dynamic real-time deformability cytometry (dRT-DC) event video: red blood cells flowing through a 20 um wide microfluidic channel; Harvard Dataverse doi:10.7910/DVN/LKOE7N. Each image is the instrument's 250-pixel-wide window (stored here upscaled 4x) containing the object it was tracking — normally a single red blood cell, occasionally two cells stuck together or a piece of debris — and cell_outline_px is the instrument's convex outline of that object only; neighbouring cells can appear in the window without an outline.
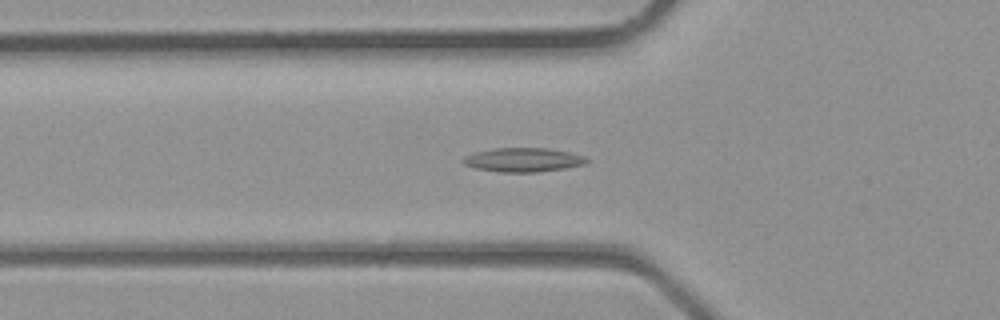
{"species": "common noctule bat (a hibernating species)", "species_latin": "Nyctalus noctula", "temperature_condition": "room temperature", "stored_images_in_passage": 40, "camera_frame_rate_fps": 3000, "um_per_image_px": 0.085, "animal": {"sex": "male", "body_mass_g": 23.1, "forearm_length_mm": 52.7}, "frame": {"image": 1, "passage_image": 14, "time_ms": 4.333, "image_size_px": [1000, 320], "cell_outline_px": [[592, 160], [584, 164], [564, 168], [536, 172], [500, 172], [476, 168], [464, 164], [460, 160], [464, 156], [472, 152], [492, 148], [548, 148], [568, 152], [584, 156]], "centroid_in_image_um": [44.43, 13.58], "position_along_channel_um": 81.4, "area_um2": 17.4}}
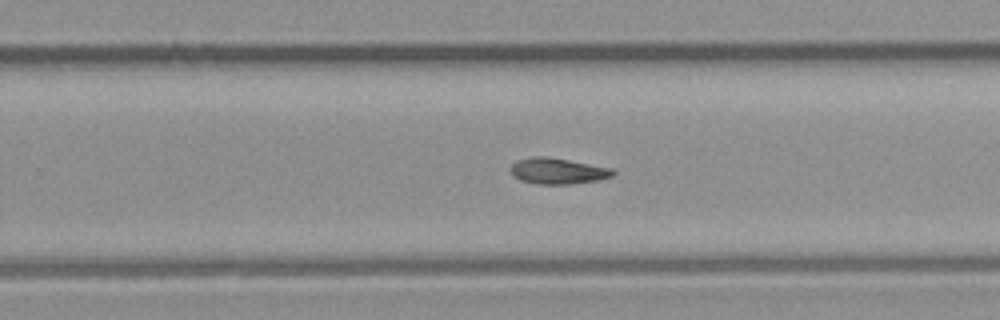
{"frame": {"image": 2, "passage_image": 25, "time_ms": 8.0, "image_size_px": [1000, 320], "cell_outline_px": [[616, 172], [612, 176], [600, 180], [568, 184], [536, 184], [520, 180], [512, 176], [508, 168], [516, 160], [532, 156], [548, 156], [612, 168]], "centroid_in_image_um": [47.36, 14.53], "position_along_channel_um": 282.4, "area_um2": 15.78}}
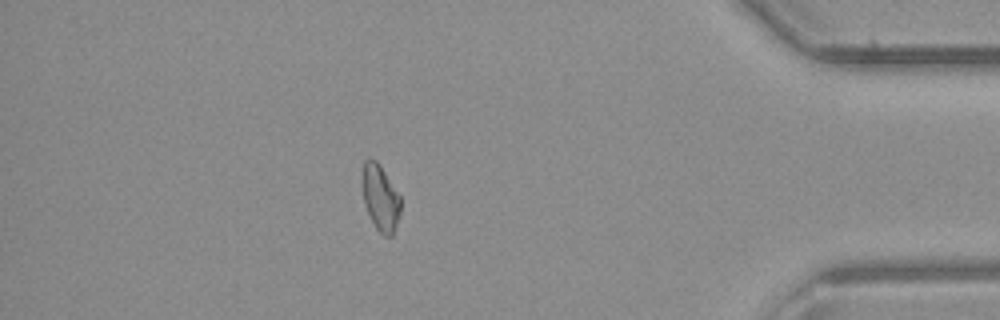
{"frame": {"image": 3, "passage_image": 34, "time_ms": 11.0, "image_size_px": [1000, 320], "cell_outline_px": [[400, 216], [392, 236], [384, 236], [376, 228], [364, 204], [360, 184], [360, 180], [364, 160], [368, 156], [376, 160], [380, 164], [400, 196]], "centroid_in_image_um": [32.29, 16.75], "position_along_channel_um": 402.9, "area_um2": 15.14}}